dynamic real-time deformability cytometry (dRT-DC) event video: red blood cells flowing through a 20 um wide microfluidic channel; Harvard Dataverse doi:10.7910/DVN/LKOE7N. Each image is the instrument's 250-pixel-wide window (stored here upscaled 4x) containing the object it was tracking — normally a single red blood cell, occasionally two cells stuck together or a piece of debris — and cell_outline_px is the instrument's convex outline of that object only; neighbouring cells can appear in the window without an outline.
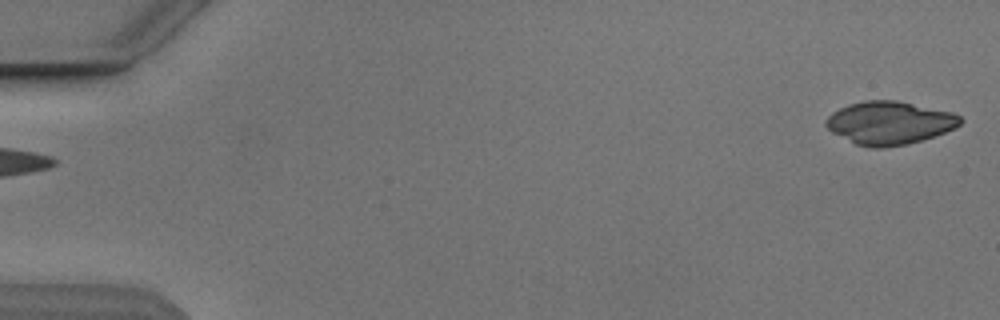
{"species": "Egyptian fruit bat (a non-hibernating species)", "species_latin": "Rousettus aegyptiacus", "temperature_condition": "cold", "stored_images_in_passage": 5, "segment_of_instrument_passage": [2, 2], "camera_frame_rate_fps": 3000, "um_per_image_px": 0.085, "animal": {"sex": "male"}, "frame": {"image": 1, "passage_image": 5, "time_ms": 5.667, "image_size_px": [1000, 320], "cell_outline_px": [[964, 120], [956, 128], [920, 140], [904, 144], [884, 148], [872, 148], [856, 144], [832, 132], [824, 124], [824, 120], [832, 112], [848, 104], [864, 100], [896, 100], [952, 112], [960, 116]], "centroid_in_image_um": [75.59, 10.43], "position_along_channel_um": 9.4, "area_um2": 33.58}}